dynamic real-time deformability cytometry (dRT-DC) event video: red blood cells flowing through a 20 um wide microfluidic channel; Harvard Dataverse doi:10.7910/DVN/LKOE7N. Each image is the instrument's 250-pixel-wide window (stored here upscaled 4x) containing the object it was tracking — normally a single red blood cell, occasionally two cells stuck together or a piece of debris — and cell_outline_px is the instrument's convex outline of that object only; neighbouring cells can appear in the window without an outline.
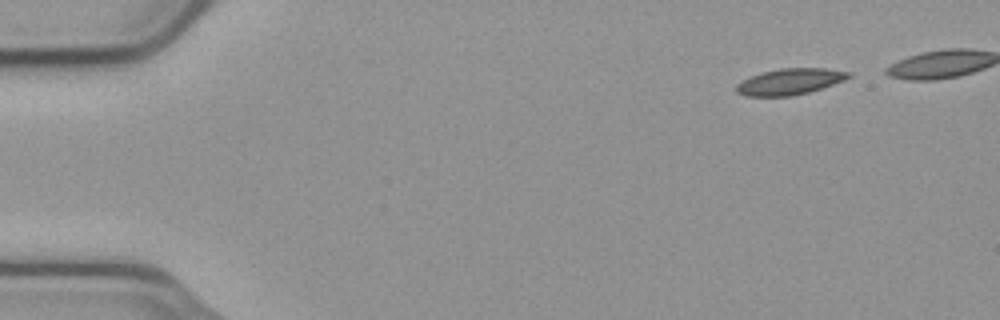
{"species": "common noctule bat (a hibernating species)", "species_latin": "Nyctalus noctula", "temperature_condition": "cold", "stored_images_in_passage": 8, "camera_frame_rate_fps": 3000, "um_per_image_px": 0.085, "animal": {"sex": "male", "body_mass_g": 23.1, "forearm_length_mm": 52.7}, "frame": {"image": 1, "passage_image": 1, "time_ms": 0.0, "image_size_px": [1000, 320], "cell_outline_px": [[852, 76], [844, 80], [808, 92], [792, 96], [748, 96], [736, 92], [736, 84], [740, 80], [760, 72], [780, 68], [824, 68], [852, 72]], "centroid_in_image_um": [67.1, 6.92], "position_along_channel_um": 17.9, "area_um2": 17.17}}